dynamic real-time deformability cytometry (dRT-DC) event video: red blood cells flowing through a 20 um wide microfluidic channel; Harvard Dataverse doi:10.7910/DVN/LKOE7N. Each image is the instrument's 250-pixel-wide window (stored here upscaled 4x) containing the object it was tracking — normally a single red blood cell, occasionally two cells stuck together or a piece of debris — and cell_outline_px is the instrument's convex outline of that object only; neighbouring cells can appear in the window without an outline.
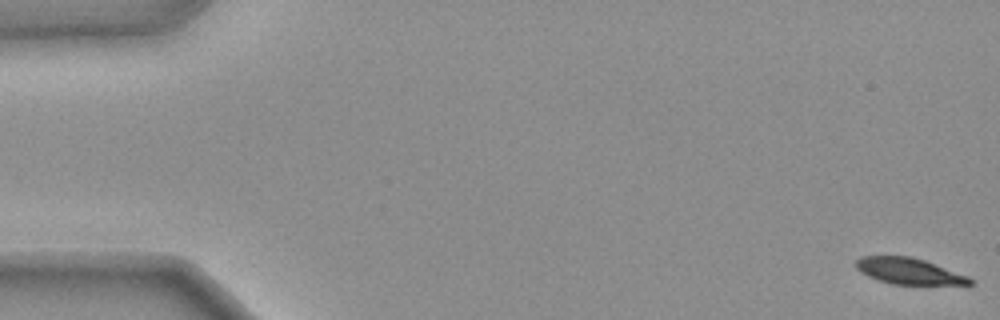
{"species": "common noctule bat (a hibernating species)", "species_latin": "Nyctalus noctula", "temperature_condition": "warm", "stored_images_in_passage": 11, "camera_frame_rate_fps": 3000, "um_per_image_px": 0.085, "animal": {"sex": "female", "body_mass_g": 25.1}, "frame": {"image": 1, "passage_image": 1, "time_ms": 0.0, "image_size_px": [1000, 320], "cell_outline_px": [[972, 284], [892, 284], [876, 280], [860, 272], [856, 268], [856, 260], [860, 256], [908, 256], [924, 260], [968, 276], [972, 280]], "centroid_in_image_um": [77.19, 23.04], "position_along_channel_um": 7.8, "area_um2": 17.17}}